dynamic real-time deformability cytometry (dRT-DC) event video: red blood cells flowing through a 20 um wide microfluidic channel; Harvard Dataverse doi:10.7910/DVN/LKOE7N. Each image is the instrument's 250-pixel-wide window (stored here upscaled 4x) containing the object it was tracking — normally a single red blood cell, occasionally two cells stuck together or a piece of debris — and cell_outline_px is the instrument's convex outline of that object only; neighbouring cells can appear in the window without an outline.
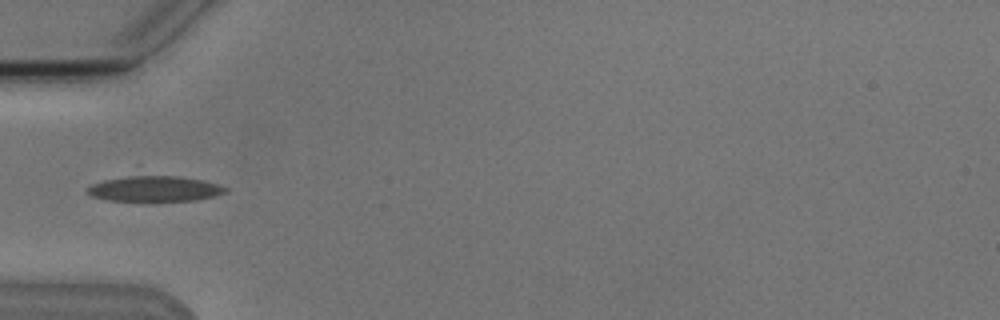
{"species": "Egyptian fruit bat (a non-hibernating species)", "species_latin": "Rousettus aegyptiacus", "temperature_condition": "cold", "stored_images_in_passage": 5, "camera_frame_rate_fps": 3000, "um_per_image_px": 0.085, "animal": {"sex": "male"}, "frame": {"image": 1, "passage_image": 5, "time_ms": 4.667, "image_size_px": [1000, 320], "cell_outline_px": [[228, 192], [216, 196], [196, 200], [152, 204], [148, 204], [108, 200], [92, 196], [84, 192], [84, 188], [92, 184], [104, 180], [128, 176], [176, 176], [200, 180], [220, 184], [228, 188]], "centroid_in_image_um": [13.13, 16.11], "position_along_channel_um": 71.9, "area_um2": 21.68}}